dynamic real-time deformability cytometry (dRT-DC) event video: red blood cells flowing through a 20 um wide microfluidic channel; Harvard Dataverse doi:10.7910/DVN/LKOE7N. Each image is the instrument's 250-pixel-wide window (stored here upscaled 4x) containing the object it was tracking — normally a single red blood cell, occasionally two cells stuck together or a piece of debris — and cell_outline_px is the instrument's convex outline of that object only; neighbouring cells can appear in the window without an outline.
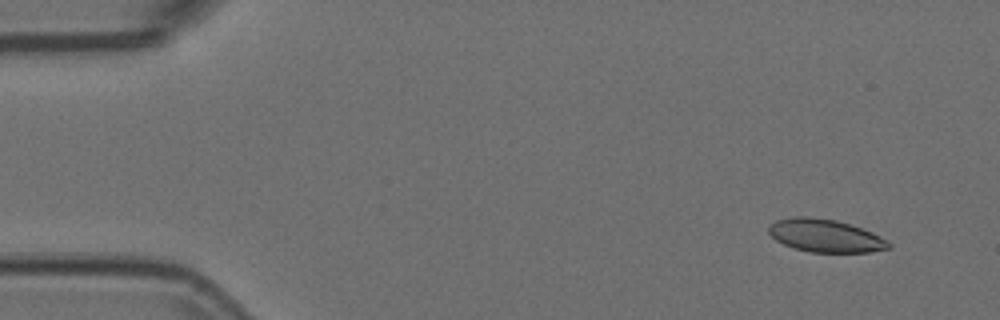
{"species": "Egyptian fruit bat (a non-hibernating species)", "species_latin": "Rousettus aegyptiacus", "temperature_condition": "room temperature", "stored_images_in_passage": 54, "camera_frame_rate_fps": 3000, "um_per_image_px": 0.085, "animal": {"sex": "female"}, "frame": {"image": 1, "passage_image": 4, "time_ms": 1.0, "image_size_px": [1000, 320], "cell_outline_px": [[892, 248], [868, 252], [812, 252], [796, 248], [784, 244], [776, 240], [768, 232], [768, 224], [776, 220], [792, 216], [808, 216], [836, 220], [872, 232], [888, 240], [892, 244]], "centroid_in_image_um": [70.15, 20.02], "position_along_channel_um": 14.9, "area_um2": 23.0}}
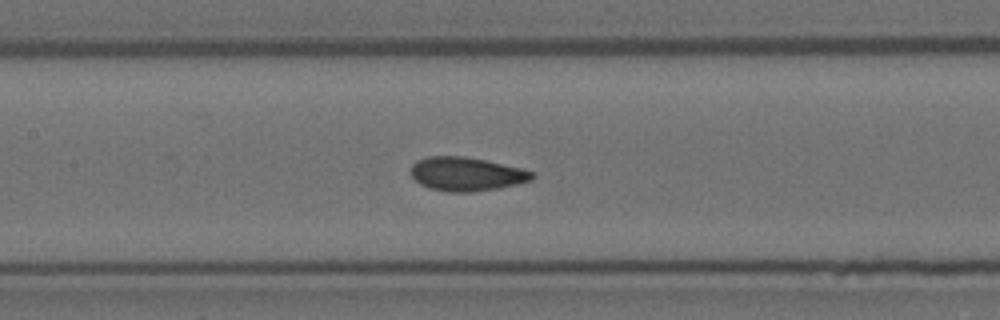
{"frame": {"image": 2, "passage_image": 25, "time_ms": 8.0, "image_size_px": [1000, 320], "cell_outline_px": [[536, 176], [532, 180], [516, 184], [496, 188], [472, 192], [448, 192], [428, 188], [420, 184], [412, 176], [412, 164], [416, 160], [428, 156], [464, 156], [484, 160], [520, 168], [532, 172]], "centroid_in_image_um": [39.62, 14.79], "position_along_channel_um": 167.8, "area_um2": 23.7}}
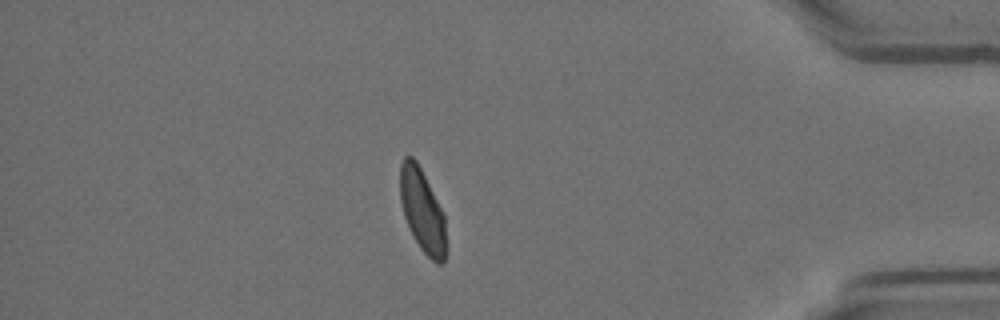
{"frame": {"image": 3, "passage_image": 47, "time_ms": 15.333, "image_size_px": [1000, 320], "cell_outline_px": [[448, 248], [444, 260], [440, 264], [436, 264], [420, 248], [404, 216], [400, 200], [400, 164], [404, 156], [412, 156], [416, 160], [444, 216]], "centroid_in_image_um": [35.91, 17.94], "position_along_channel_um": 399.3, "area_um2": 22.02}, "authors_computed_cell_mechanics": {"area_um2": 23.6691, "velocity_mm_per_s": 3.7039, "shape_relaxation_time_tau1_ms": 4.8135, "shape_relaxation_time_tau2_ms": null, "deformation_change_tau1": 0.1182, "deformation_change_tau2": null}}